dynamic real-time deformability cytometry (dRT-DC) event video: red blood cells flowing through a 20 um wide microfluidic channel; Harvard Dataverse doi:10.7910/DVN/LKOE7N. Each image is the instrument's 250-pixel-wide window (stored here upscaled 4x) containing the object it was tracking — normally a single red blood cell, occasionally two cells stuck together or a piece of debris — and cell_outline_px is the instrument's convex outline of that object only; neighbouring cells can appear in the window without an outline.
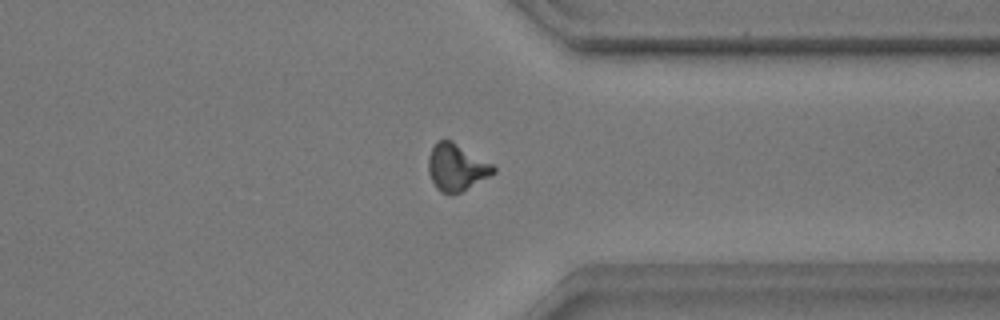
{"species": "common noctule bat (a hibernating species)", "species_latin": "Nyctalus noctula", "temperature_condition": "warm", "stored_images_in_passage": 51, "camera_frame_rate_fps": 3000, "um_per_image_px": 0.085, "animal": {"sex": "male", "body_mass_g": 17.9}, "frame": {"image": 1, "passage_image": 37, "time_ms": 12.0, "image_size_px": [1000, 320], "cell_outline_px": [[496, 172], [460, 192], [452, 196], [448, 196], [440, 192], [436, 188], [428, 172], [428, 156], [436, 140], [452, 140], [492, 164], [496, 168]], "centroid_in_image_um": [38.77, 14.24], "position_along_channel_um": 372.6, "area_um2": 17.86}}
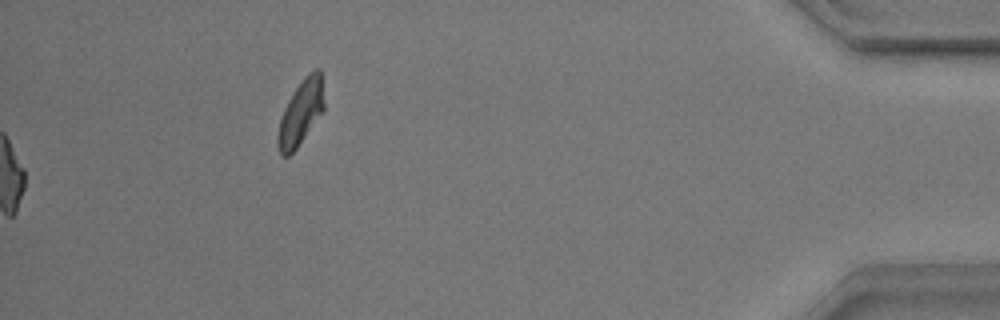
{"frame": {"image": 2, "passage_image": 51, "time_ms": 16.667, "image_size_px": [1000, 320], "cell_outline_px": [[324, 108], [296, 148], [288, 156], [280, 156], [276, 144], [276, 136], [280, 120], [284, 108], [288, 100], [304, 76], [308, 72], [316, 68], [320, 68], [324, 104]], "centroid_in_image_um": [25.53, 9.57], "position_along_channel_um": 409.7, "area_um2": 17.22}, "authors_computed_cell_mechanics": {"area_um2": 17.051, "velocity_mm_per_s": 3.5406, "shape_relaxation_time_tau1_ms": 4.3358, "shape_relaxation_time_tau2_ms": 3.1623, "deformation_change_tau1": 0.1657, "deformation_change_tau2": 0.0873}}